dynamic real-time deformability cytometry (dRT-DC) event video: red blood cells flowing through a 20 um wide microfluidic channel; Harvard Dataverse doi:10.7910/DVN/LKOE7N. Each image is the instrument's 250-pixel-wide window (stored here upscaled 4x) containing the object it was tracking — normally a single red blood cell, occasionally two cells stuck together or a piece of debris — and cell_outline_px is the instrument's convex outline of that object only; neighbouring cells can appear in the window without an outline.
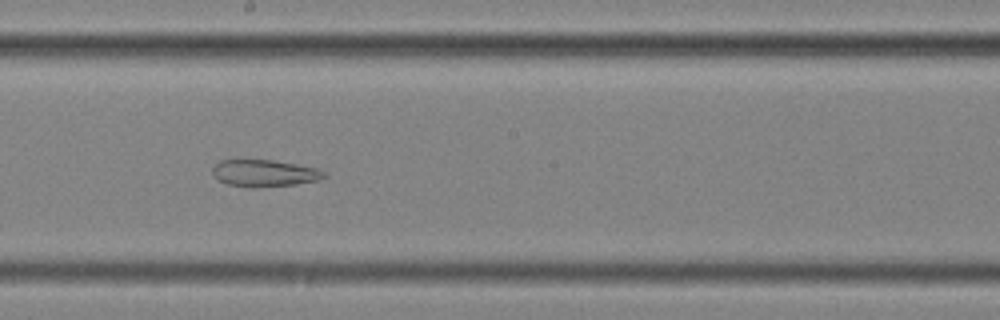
{"species": "common noctule bat (a hibernating species)", "species_latin": "Nyctalus noctula", "temperature_condition": "cold", "stored_images_in_passage": 52, "segment_of_instrument_passage": [2, 2], "camera_frame_rate_fps": 3000, "um_per_image_px": 0.085, "animal": {"sex": "female", "body_mass_g": 25.1}, "frame": {"image": 1, "passage_image": 27, "time_ms": 8.667, "image_size_px": [1000, 320], "cell_outline_px": [[328, 176], [320, 180], [296, 184], [256, 188], [248, 188], [228, 184], [220, 180], [212, 172], [212, 168], [220, 160], [272, 160], [320, 168]], "centroid_in_image_um": [22.53, 14.73], "position_along_channel_um": 225.7, "area_um2": 17.63}}
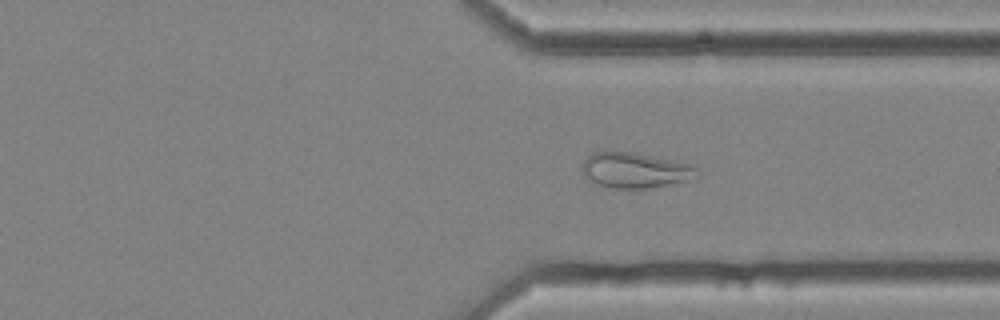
{"frame": {"image": 2, "passage_image": 38, "time_ms": 12.333, "image_size_px": [1000, 320], "cell_outline_px": [[700, 176], [684, 180], [648, 188], [612, 188], [600, 184], [584, 176], [580, 168], [580, 164], [592, 152], [636, 152], [688, 164], [696, 168], [700, 172]], "centroid_in_image_um": [53.94, 14.46], "position_along_channel_um": 357.5, "area_um2": 23.35}}
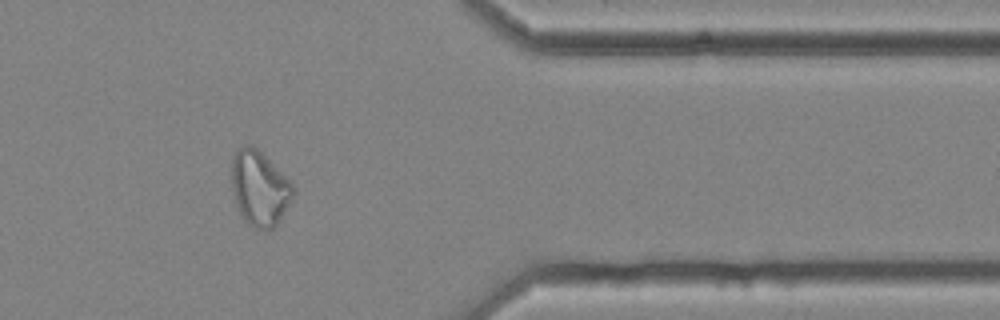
{"frame": {"image": 3, "passage_image": 42, "time_ms": 13.667, "image_size_px": [1000, 320], "cell_outline_px": [[296, 192], [292, 200], [280, 220], [268, 232], [264, 232], [248, 224], [240, 216], [236, 204], [232, 188], [232, 156], [244, 144], [252, 144], [296, 188]], "centroid_in_image_um": [22.06, 16.06], "position_along_channel_um": 389.3, "area_um2": 26.88}}